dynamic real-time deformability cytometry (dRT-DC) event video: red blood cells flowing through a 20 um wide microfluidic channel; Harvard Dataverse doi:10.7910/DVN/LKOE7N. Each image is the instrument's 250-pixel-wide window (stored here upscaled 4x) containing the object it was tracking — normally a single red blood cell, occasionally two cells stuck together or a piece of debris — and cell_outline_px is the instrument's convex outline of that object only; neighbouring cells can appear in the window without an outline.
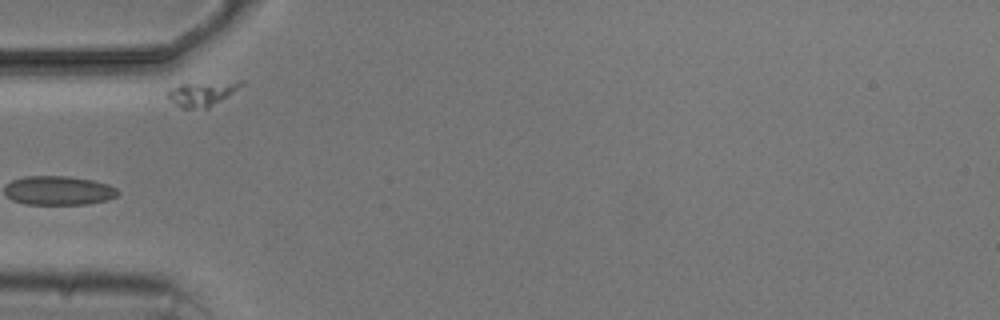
{"species": "common noctule bat (a hibernating species)", "species_latin": "Nyctalus noctula", "temperature_condition": "cold", "stored_images_in_passage": 6, "segment_of_instrument_passage": [2, 3], "camera_frame_rate_fps": 3000, "um_per_image_px": 0.085, "animal": {"sex": "male", "body_mass_g": 20.5, "forearm_length_mm": 52.5}, "frame": {"image": 1, "passage_image": 4, "time_ms": 3.333, "image_size_px": [1000, 320], "cell_outline_px": [[244, 84], [208, 108], [184, 108], [176, 104], [168, 96], [168, 92], [180, 84], [240, 80], [244, 80]], "centroid_in_image_um": [17.23, 7.93], "position_along_channel_um": 67.8, "area_um2": 10.12}}